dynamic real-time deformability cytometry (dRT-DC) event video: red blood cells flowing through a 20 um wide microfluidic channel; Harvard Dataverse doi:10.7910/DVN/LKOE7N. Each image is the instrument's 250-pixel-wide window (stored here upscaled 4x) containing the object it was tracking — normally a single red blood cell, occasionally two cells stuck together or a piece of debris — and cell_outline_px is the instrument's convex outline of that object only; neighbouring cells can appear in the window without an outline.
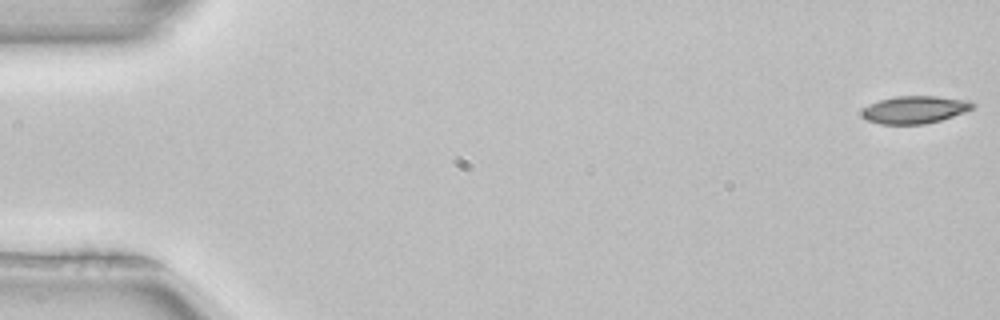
{"species": "common noctule bat (a hibernating species)", "species_latin": "Nyctalus noctula", "temperature_condition": "room temperature", "stored_images_in_passage": 17, "camera_frame_rate_fps": 3000, "um_per_image_px": 0.085, "animal": {"sex": "female", "body_mass_g": 22.7, "forearm_length_mm": 54.2}, "frame": {"image": 1, "passage_image": 1, "time_ms": 0.0, "image_size_px": [1000, 320], "cell_outline_px": [[976, 108], [940, 120], [924, 124], [880, 124], [868, 120], [860, 116], [860, 112], [864, 108], [880, 100], [896, 96], [936, 96], [968, 100], [976, 104]], "centroid_in_image_um": [77.77, 9.32], "position_along_channel_um": 7.2, "area_um2": 17.74}}
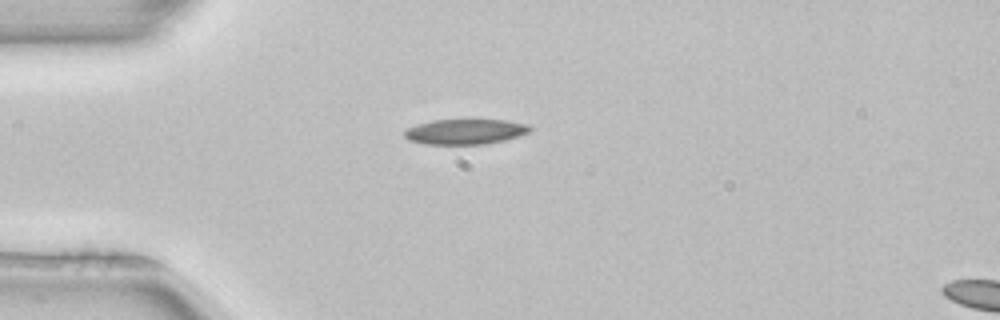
{"frame": {"image": 2, "passage_image": 14, "time_ms": 4.333, "image_size_px": [1000, 320], "cell_outline_px": [[532, 128], [528, 132], [504, 140], [484, 144], [424, 144], [408, 140], [404, 136], [404, 132], [408, 128], [432, 120], [504, 120], [528, 124]], "centroid_in_image_um": [39.53, 11.19], "position_along_channel_um": 45.5, "area_um2": 18.21}}